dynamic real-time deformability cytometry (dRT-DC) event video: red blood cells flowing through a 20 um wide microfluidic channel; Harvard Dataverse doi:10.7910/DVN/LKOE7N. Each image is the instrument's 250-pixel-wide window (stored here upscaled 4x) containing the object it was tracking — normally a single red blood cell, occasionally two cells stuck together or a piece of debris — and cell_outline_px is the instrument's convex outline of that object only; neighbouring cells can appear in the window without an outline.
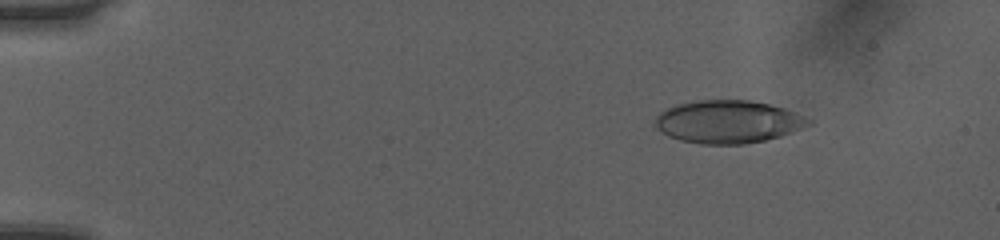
{"species": "human", "species_latin": "Homo sapiens", "temperature_condition": "room temperature", "stored_images_in_passage": 52, "camera_frame_rate_fps": 3000, "um_per_image_px": 0.085, "donor": {"sex": "female"}, "frame": {"image": 1, "passage_image": 8, "time_ms": 2.333, "image_size_px": [1000, 240], "cell_outline_px": [[812, 124], [780, 136], [764, 140], [744, 144], [700, 144], [680, 140], [668, 136], [656, 128], [656, 116], [660, 112], [676, 104], [696, 100], [748, 100], [768, 104], [784, 108], [812, 120]], "centroid_in_image_um": [61.86, 10.35], "position_along_channel_um": 23.1, "area_um2": 38.09}}
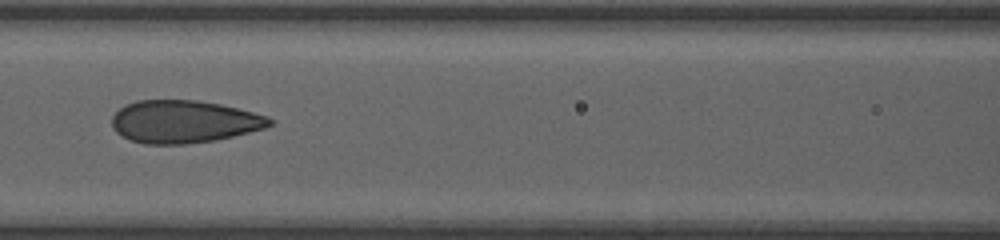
{"frame": {"image": 2, "passage_image": 25, "time_ms": 8.0, "image_size_px": [1000, 240], "cell_outline_px": [[272, 124], [264, 128], [216, 140], [184, 144], [144, 144], [128, 140], [116, 132], [112, 128], [112, 116], [124, 104], [136, 100], [196, 100], [220, 104], [268, 116], [272, 120]], "centroid_in_image_um": [15.58, 10.34], "position_along_channel_um": 151.0, "area_um2": 39.19}}
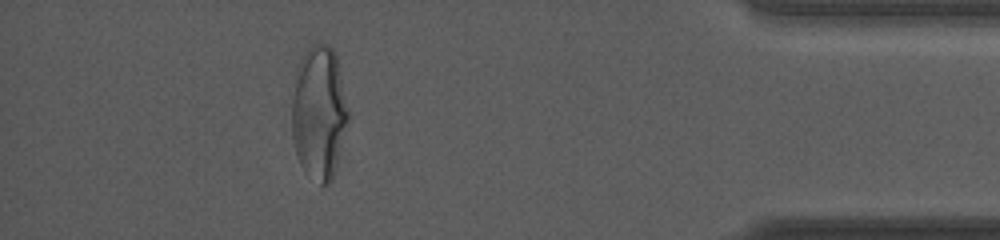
{"frame": {"image": 3, "passage_image": 47, "time_ms": 15.333, "image_size_px": [1000, 240], "cell_outline_px": [[352, 116], [332, 180], [328, 184], [320, 184], [300, 164], [296, 152], [292, 136], [292, 100], [300, 60], [304, 52], [312, 44], [328, 44], [332, 48], [336, 56]], "centroid_in_image_um": [27.18, 9.58], "position_along_channel_um": 408.0, "area_um2": 44.27}, "authors_computed_cell_mechanics": {"area_um2": 39.2173, "velocity_mm_per_s": 4.0813, "shape_relaxation_time_tau1_ms": 9.8564, "shape_relaxation_time_tau2_ms": 0.8496, "deformation_change_tau1": 0.2646, "deformation_change_tau2": 0.0835}}